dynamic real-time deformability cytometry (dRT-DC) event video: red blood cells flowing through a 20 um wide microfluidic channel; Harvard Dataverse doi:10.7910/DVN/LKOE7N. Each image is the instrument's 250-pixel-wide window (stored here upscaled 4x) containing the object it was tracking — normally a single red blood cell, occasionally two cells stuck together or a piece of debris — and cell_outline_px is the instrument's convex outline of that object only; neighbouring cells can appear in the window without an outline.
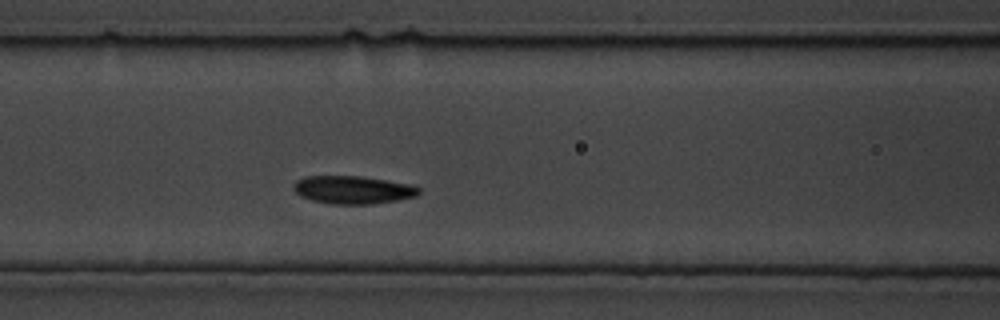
{"species": "common noctule bat (a hibernating species)", "species_latin": "Nyctalus noctula", "temperature_condition": "cold", "stored_images_in_passage": 4, "segment_of_instrument_passage": [1, 2], "camera_frame_rate_fps": 3000, "um_per_image_px": 0.085, "animal": {"sex": "male", "body_mass_g": 19.5, "forearm_length_mm": 54.6}, "frame": {"image": 1, "passage_image": 3, "time_ms": 0.667, "image_size_px": [1000, 320], "cell_outline_px": [[420, 192], [416, 196], [396, 200], [372, 204], [332, 204], [312, 200], [300, 196], [292, 188], [292, 184], [296, 180], [304, 176], [360, 176], [412, 184], [420, 188]], "centroid_in_image_um": [29.97, 16.13], "position_along_channel_um": 136.6, "area_um2": 20.52}}